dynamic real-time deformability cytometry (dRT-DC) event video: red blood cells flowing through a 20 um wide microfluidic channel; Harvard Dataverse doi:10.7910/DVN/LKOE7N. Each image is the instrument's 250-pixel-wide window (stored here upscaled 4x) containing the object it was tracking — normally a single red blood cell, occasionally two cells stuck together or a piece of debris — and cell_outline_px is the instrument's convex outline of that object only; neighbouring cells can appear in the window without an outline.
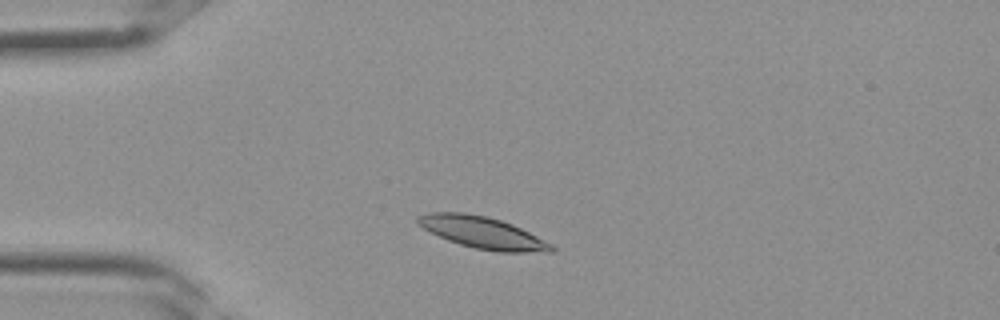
{"species": "Egyptian fruit bat (a non-hibernating species)", "species_latin": "Rousettus aegyptiacus", "temperature_condition": "room temperature", "stored_images_in_passage": 33, "camera_frame_rate_fps": 3000, "um_per_image_px": 0.085, "frame": {"image": 1, "passage_image": 5, "time_ms": 1.333, "image_size_px": [1000, 320], "cell_outline_px": [[556, 252], [500, 252], [476, 248], [460, 244], [448, 240], [424, 228], [416, 220], [416, 216], [428, 212], [464, 212], [488, 216], [512, 224], [552, 244], [556, 248]], "centroid_in_image_um": [41.04, 19.76], "position_along_channel_um": 44.0, "area_um2": 24.57}}
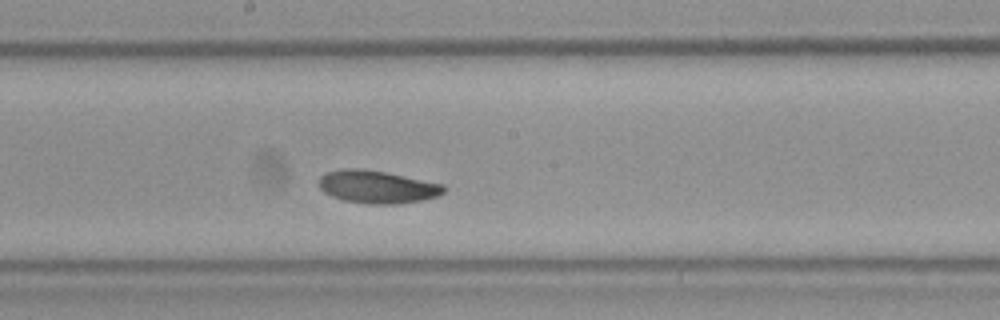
{"frame": {"image": 2, "passage_image": 16, "time_ms": 5.0, "image_size_px": [1000, 320], "cell_outline_px": [[448, 188], [444, 192], [436, 196], [420, 200], [396, 204], [368, 204], [344, 200], [332, 196], [324, 192], [320, 188], [320, 176], [328, 172], [344, 168], [364, 168], [444, 184]], "centroid_in_image_um": [32.07, 15.88], "position_along_channel_um": 216.1, "area_um2": 23.7}}
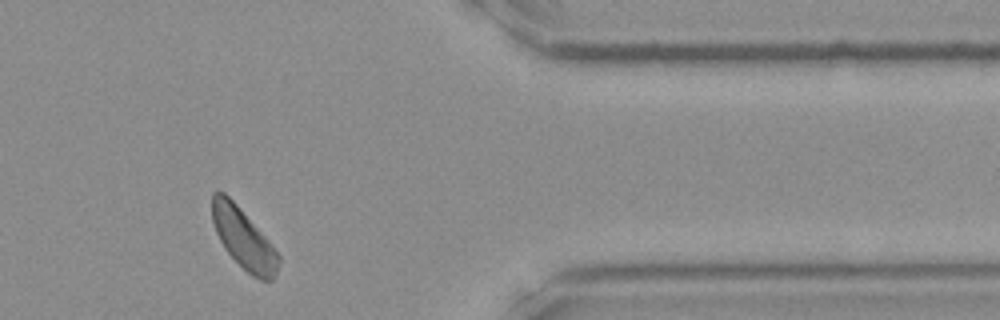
{"frame": {"image": 3, "passage_image": 27, "time_ms": 8.667, "image_size_px": [1000, 320], "cell_outline_px": [[280, 264], [276, 276], [272, 280], [260, 280], [252, 276], [228, 252], [220, 240], [216, 232], [212, 220], [212, 192], [224, 192], [236, 204], [272, 244], [280, 256]], "centroid_in_image_um": [20.73, 20.3], "position_along_channel_um": 390.7, "area_um2": 23.0}}